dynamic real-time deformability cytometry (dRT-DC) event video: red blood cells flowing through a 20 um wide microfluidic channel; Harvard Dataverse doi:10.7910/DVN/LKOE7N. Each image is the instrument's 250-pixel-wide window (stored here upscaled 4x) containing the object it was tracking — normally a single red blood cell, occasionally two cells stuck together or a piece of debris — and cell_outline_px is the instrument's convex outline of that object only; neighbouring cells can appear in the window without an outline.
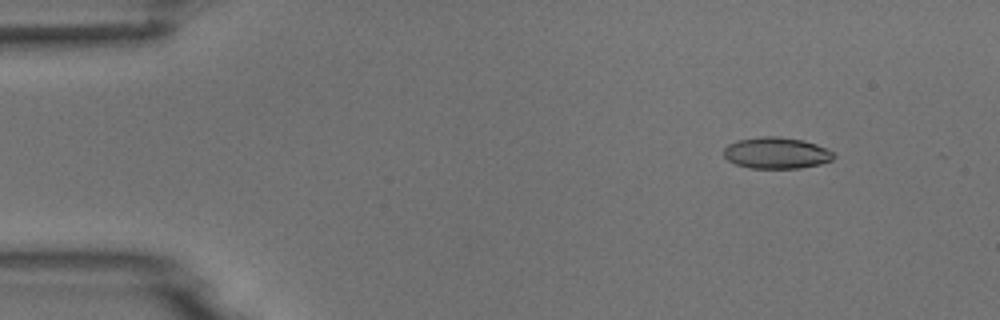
{"species": "common noctule bat (a hibernating species)", "species_latin": "Nyctalus noctula", "temperature_condition": "room temperature", "stored_images_in_passage": 47, "camera_frame_rate_fps": 3000, "um_per_image_px": 0.085, "animal": {"sex": "male", "body_mass_g": 18.8}, "frame": {"image": 1, "passage_image": 1, "time_ms": 0.0, "image_size_px": [1000, 320], "cell_outline_px": [[836, 156], [832, 160], [820, 164], [800, 168], [748, 168], [736, 164], [728, 160], [724, 156], [724, 148], [728, 144], [736, 140], [760, 136], [780, 136], [804, 140], [816, 144], [836, 152]], "centroid_in_image_um": [66.01, 12.99], "position_along_channel_um": 19.0, "area_um2": 20.4}}
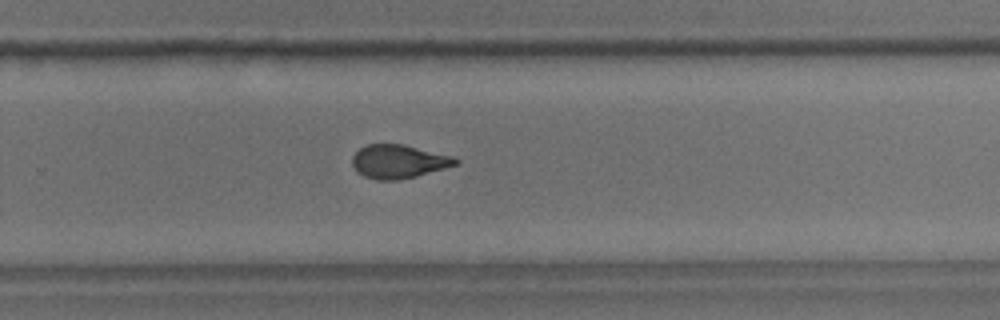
{"frame": {"image": 2, "passage_image": 30, "time_ms": 9.667, "image_size_px": [1000, 320], "cell_outline_px": [[460, 164], [416, 176], [400, 180], [376, 180], [364, 176], [356, 172], [352, 164], [352, 156], [360, 148], [368, 144], [404, 144], [452, 156], [460, 160]], "centroid_in_image_um": [33.88, 13.73], "position_along_channel_um": 295.9, "area_um2": 20.35}}
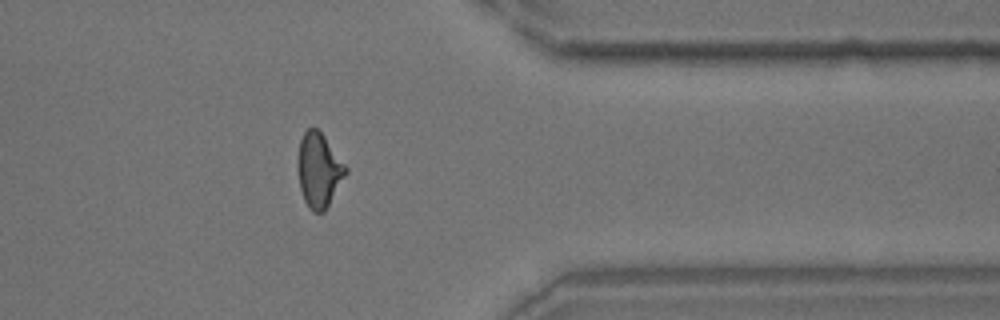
{"frame": {"image": 3, "passage_image": 38, "time_ms": 12.333, "image_size_px": [1000, 320], "cell_outline_px": [[348, 172], [324, 212], [312, 212], [308, 208], [304, 200], [300, 188], [296, 160], [300, 140], [304, 132], [308, 128], [316, 128], [324, 136], [348, 168]], "centroid_in_image_um": [27.09, 14.47], "position_along_channel_um": 384.3, "area_um2": 20.87}}